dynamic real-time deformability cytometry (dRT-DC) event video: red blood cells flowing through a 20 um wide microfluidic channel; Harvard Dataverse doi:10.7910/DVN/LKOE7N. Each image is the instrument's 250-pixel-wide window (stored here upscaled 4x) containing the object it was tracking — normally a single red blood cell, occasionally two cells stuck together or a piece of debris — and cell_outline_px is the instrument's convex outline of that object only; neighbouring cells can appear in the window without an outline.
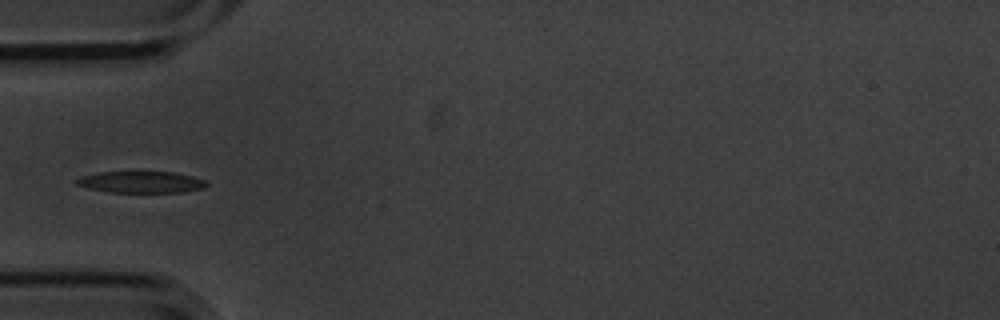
{"species": "common noctule bat (a hibernating species)", "species_latin": "Nyctalus noctula", "temperature_condition": "cold", "stored_images_in_passage": 5, "camera_frame_rate_fps": 3000, "um_per_image_px": 0.085, "animal": {"sex": "male", "body_mass_g": 20.1, "forearm_length_mm": 53.5}, "frame": {"image": 1, "passage_image": 5, "time_ms": 1.333, "image_size_px": [1000, 320], "cell_outline_px": [[208, 184], [204, 188], [180, 192], [108, 192], [88, 188], [76, 184], [72, 180], [80, 176], [100, 172], [172, 172], [192, 176], [204, 180]], "centroid_in_image_um": [11.94, 15.47], "position_along_channel_um": 73.1, "area_um2": 16.3}}